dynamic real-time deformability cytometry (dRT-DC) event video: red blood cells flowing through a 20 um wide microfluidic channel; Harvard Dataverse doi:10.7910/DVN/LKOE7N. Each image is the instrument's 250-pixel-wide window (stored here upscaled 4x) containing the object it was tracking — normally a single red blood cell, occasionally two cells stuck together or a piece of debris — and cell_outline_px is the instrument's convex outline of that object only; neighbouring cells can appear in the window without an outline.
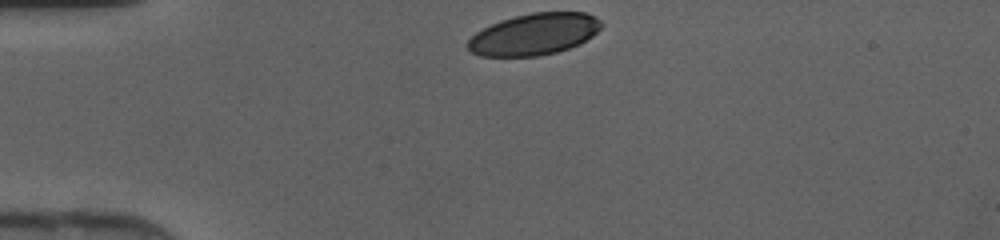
{"species": "human", "species_latin": "Homo sapiens", "temperature_condition": "cold", "stored_images_in_passage": 28, "camera_frame_rate_fps": 3000, "um_per_image_px": 0.085, "donor": {"sex": "female"}, "frame": {"image": 1, "passage_image": 1, "time_ms": 0.0, "image_size_px": [1000, 240], "cell_outline_px": [[604, 24], [592, 36], [580, 44], [556, 52], [536, 56], [480, 56], [472, 52], [468, 48], [468, 40], [476, 32], [500, 20], [532, 12], [584, 12], [596, 16]], "centroid_in_image_um": [45.43, 2.9], "position_along_channel_um": 39.6, "area_um2": 32.25}}
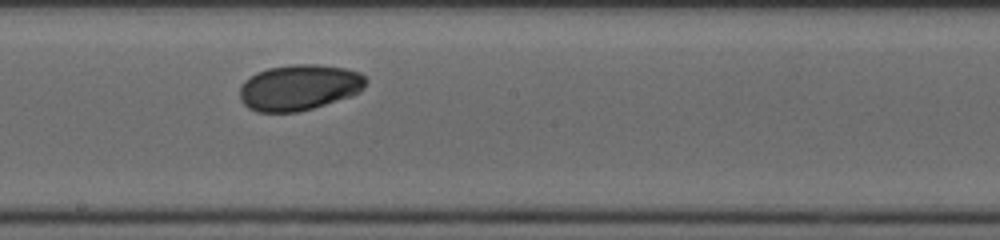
{"frame": {"image": 2, "passage_image": 16, "time_ms": 5.0, "image_size_px": [1000, 240], "cell_outline_px": [[368, 80], [364, 88], [360, 92], [352, 96], [312, 108], [296, 112], [256, 112], [248, 108], [240, 100], [240, 84], [244, 80], [256, 72], [268, 68], [292, 64], [316, 64], [344, 68], [360, 72]], "centroid_in_image_um": [25.42, 7.43], "position_along_channel_um": 222.8, "area_um2": 33.99}}
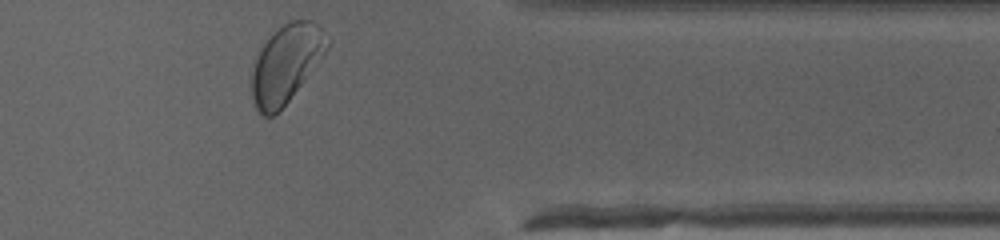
{"frame": {"image": 3, "passage_image": 28, "time_ms": 9.0, "image_size_px": [1000, 240], "cell_outline_px": [[332, 40], [328, 48], [288, 100], [272, 116], [264, 116], [256, 108], [252, 96], [252, 72], [260, 48], [284, 24], [292, 20], [312, 20]], "centroid_in_image_um": [24.33, 5.39], "position_along_channel_um": 387.1, "area_um2": 33.06}}